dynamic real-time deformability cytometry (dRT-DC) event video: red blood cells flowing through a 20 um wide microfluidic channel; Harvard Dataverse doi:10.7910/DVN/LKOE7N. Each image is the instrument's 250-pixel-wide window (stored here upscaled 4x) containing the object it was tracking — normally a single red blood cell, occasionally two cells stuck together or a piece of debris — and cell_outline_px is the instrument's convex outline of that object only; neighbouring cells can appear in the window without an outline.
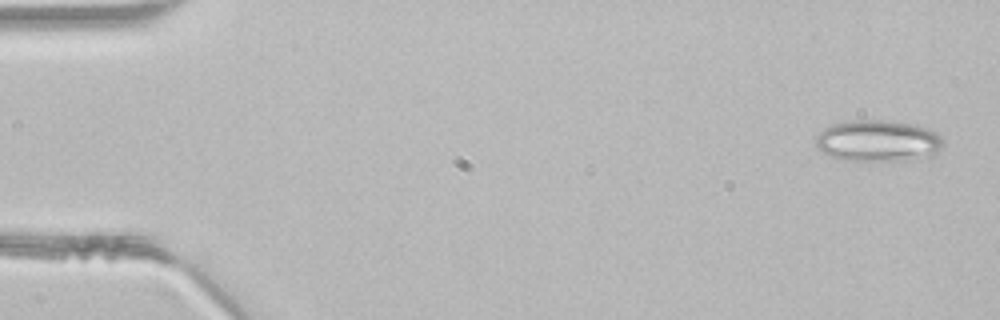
{"species": "common noctule bat (a hibernating species)", "species_latin": "Nyctalus noctula", "temperature_condition": "room temperature", "stored_images_in_passage": 46, "camera_frame_rate_fps": 3000, "um_per_image_px": 0.085, "animal": {"sex": "male", "body_mass_g": 21.5, "forearm_length_mm": 52.0}, "frame": {"image": 1, "passage_image": 2, "time_ms": 0.333, "image_size_px": [1000, 320], "cell_outline_px": [[944, 144], [936, 156], [896, 160], [844, 160], [832, 156], [816, 148], [816, 136], [824, 128], [832, 124], [852, 120], [892, 120], [916, 124], [928, 128], [936, 132], [944, 140]], "centroid_in_image_um": [74.68, 11.95], "position_along_channel_um": 10.3, "area_um2": 31.04}}
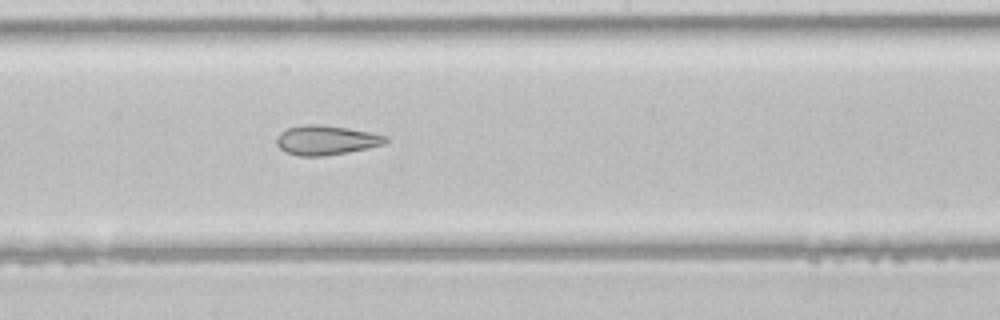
{"frame": {"image": 2, "passage_image": 25, "time_ms": 8.0, "image_size_px": [1000, 320], "cell_outline_px": [[388, 140], [384, 144], [368, 148], [324, 156], [300, 156], [288, 152], [280, 148], [276, 144], [276, 140], [280, 132], [288, 128], [304, 124], [320, 124], [348, 128], [368, 132], [384, 136]], "centroid_in_image_um": [27.69, 11.91], "position_along_channel_um": 220.5, "area_um2": 18.5}}
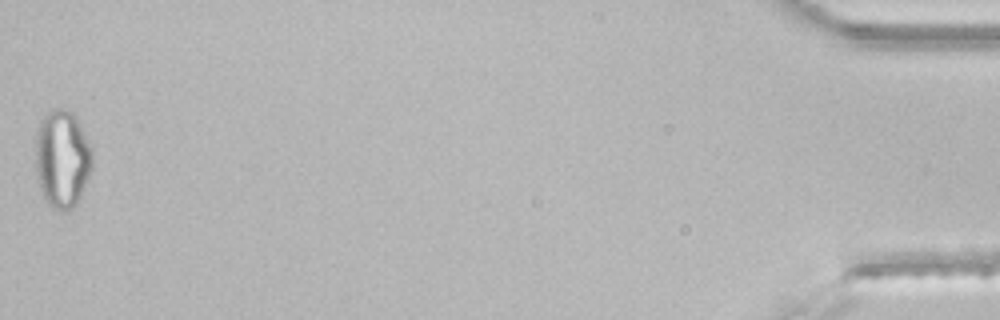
{"frame": {"image": 3, "passage_image": 46, "time_ms": 15.0, "image_size_px": [1000, 320], "cell_outline_px": [[92, 168], [84, 188], [76, 204], [68, 212], [64, 212], [48, 204], [40, 188], [36, 172], [36, 140], [40, 120], [52, 108], [60, 108], [72, 112], [76, 116], [92, 148]], "centroid_in_image_um": [5.3, 13.49], "position_along_channel_um": 429.9, "area_um2": 32.37}}